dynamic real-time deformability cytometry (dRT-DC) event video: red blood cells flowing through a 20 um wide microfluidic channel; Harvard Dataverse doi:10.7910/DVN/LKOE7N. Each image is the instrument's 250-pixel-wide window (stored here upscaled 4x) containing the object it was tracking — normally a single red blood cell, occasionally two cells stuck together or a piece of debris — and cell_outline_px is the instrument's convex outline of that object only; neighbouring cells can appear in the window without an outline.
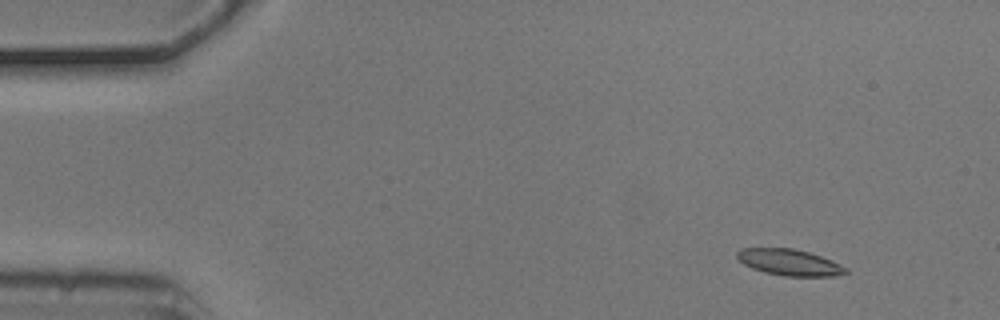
{"species": "common noctule bat (a hibernating species)", "species_latin": "Nyctalus noctula", "temperature_condition": "cold", "stored_images_in_passage": 3, "camera_frame_rate_fps": 3000, "um_per_image_px": 0.085, "animal": {"sex": "male", "body_mass_g": 20.5, "forearm_length_mm": 52.5}, "frame": {"image": 1, "passage_image": 1, "time_ms": 0.0, "image_size_px": [1000, 320], "cell_outline_px": [[848, 272], [832, 276], [784, 276], [764, 272], [752, 268], [744, 264], [736, 256], [736, 252], [740, 248], [792, 248], [808, 252], [832, 260], [848, 268]], "centroid_in_image_um": [67.09, 22.3], "position_along_channel_um": 17.9, "area_um2": 16.59}}
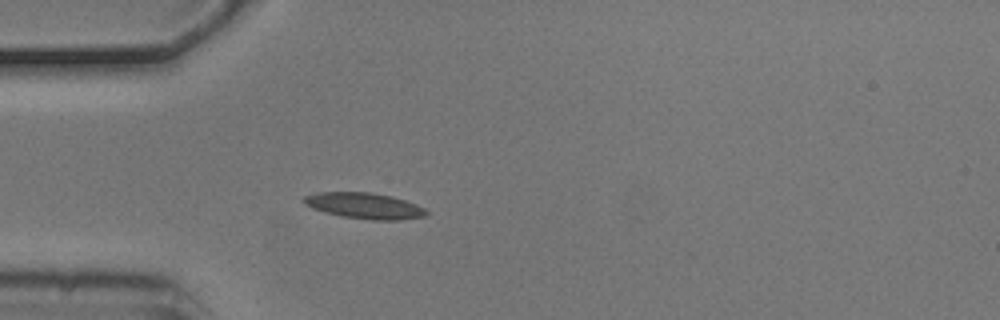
{"frame": {"image": 2, "passage_image": 3, "time_ms": 0.667, "image_size_px": [1000, 320], "cell_outline_px": [[428, 212], [424, 216], [400, 220], [372, 220], [340, 216], [324, 212], [312, 208], [304, 204], [300, 200], [304, 196], [320, 192], [368, 192], [392, 196], [416, 204], [424, 208]], "centroid_in_image_um": [30.93, 17.49], "position_along_channel_um": 54.1, "area_um2": 18.55}}